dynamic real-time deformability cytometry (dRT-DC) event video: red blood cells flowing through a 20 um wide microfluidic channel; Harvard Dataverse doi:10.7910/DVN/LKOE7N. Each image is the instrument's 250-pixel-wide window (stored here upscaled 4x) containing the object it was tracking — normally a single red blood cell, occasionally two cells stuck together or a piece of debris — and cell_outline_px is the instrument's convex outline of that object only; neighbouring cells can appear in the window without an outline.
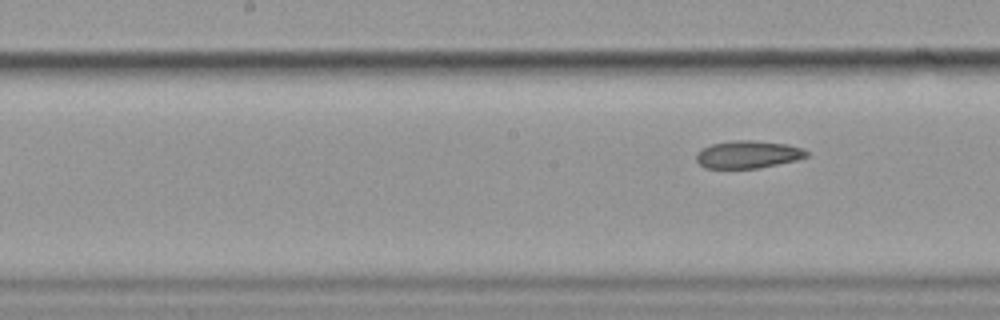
{"species": "common noctule bat (a hibernating species)", "species_latin": "Nyctalus noctula", "temperature_condition": "cold", "stored_images_in_passage": 10, "segment_of_instrument_passage": [2, 2], "camera_frame_rate_fps": 3000, "um_per_image_px": 0.085, "animal": {"sex": "female", "body_mass_g": 19.9}, "frame": {"image": 1, "passage_image": 10, "time_ms": 11.333, "image_size_px": [1000, 320], "cell_outline_px": [[808, 156], [796, 160], [756, 168], [704, 168], [696, 160], [696, 152], [712, 144], [736, 140], [752, 140], [788, 144], [804, 148], [808, 152]], "centroid_in_image_um": [63.59, 13.12], "position_along_channel_um": 184.6, "area_um2": 17.63}}